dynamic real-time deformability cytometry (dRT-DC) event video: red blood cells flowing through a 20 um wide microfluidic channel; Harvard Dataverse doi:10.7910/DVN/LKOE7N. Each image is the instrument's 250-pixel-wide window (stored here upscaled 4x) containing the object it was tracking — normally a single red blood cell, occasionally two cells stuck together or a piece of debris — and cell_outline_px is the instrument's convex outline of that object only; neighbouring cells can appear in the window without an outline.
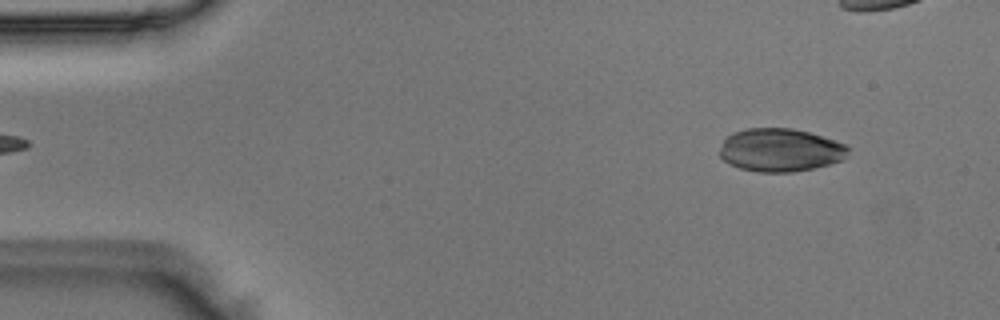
{"species": "Egyptian fruit bat (a non-hibernating species)", "species_latin": "Rousettus aegyptiacus", "temperature_condition": "room temperature", "stored_images_in_passage": 38, "camera_frame_rate_fps": 3000, "um_per_image_px": 0.085, "animal": {"sex": "male"}, "frame": {"image": 1, "passage_image": 2, "time_ms": 0.333, "image_size_px": [1000, 320], "cell_outline_px": [[848, 152], [844, 160], [812, 168], [792, 172], [756, 172], [740, 168], [724, 160], [720, 156], [720, 148], [724, 140], [732, 132], [744, 128], [792, 128], [808, 132], [844, 144], [848, 148]], "centroid_in_image_um": [66.3, 12.75], "position_along_channel_um": 18.7, "area_um2": 32.08}}
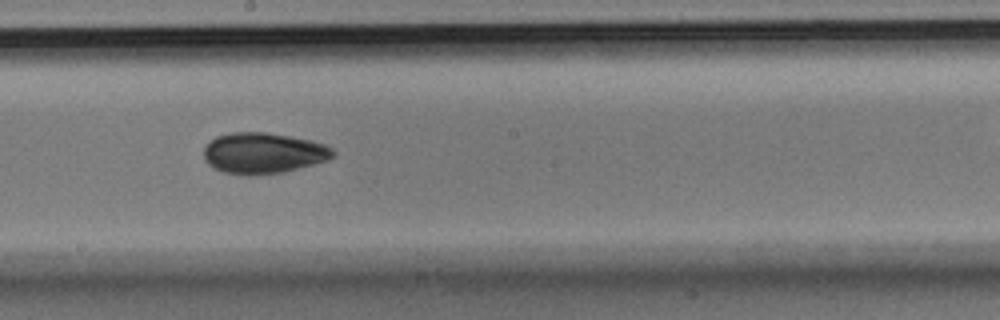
{"frame": {"image": 2, "passage_image": 24, "time_ms": 7.667, "image_size_px": [1000, 320], "cell_outline_px": [[336, 156], [328, 160], [284, 172], [248, 176], [224, 172], [208, 164], [204, 160], [204, 148], [216, 136], [232, 132], [264, 132], [312, 140], [324, 144], [332, 148], [336, 152]], "centroid_in_image_um": [22.4, 13.02], "position_along_channel_um": 225.8, "area_um2": 30.87}}
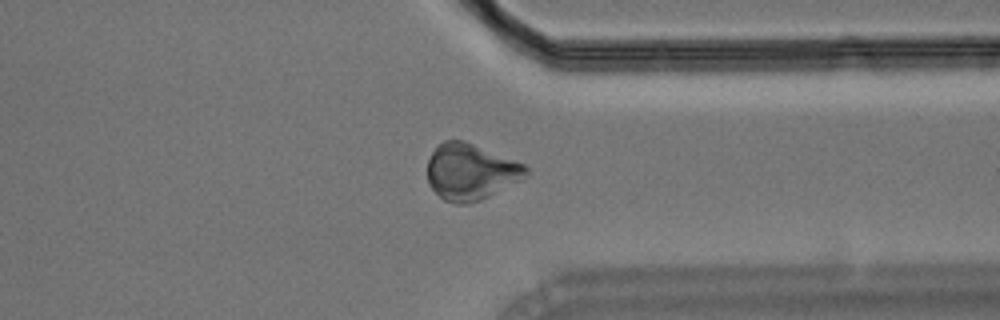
{"frame": {"image": 3, "passage_image": 35, "time_ms": 11.333, "image_size_px": [1000, 320], "cell_outline_px": [[528, 176], [480, 200], [464, 204], [456, 204], [444, 200], [428, 184], [428, 160], [432, 152], [444, 140], [464, 140], [524, 164], [528, 168]], "centroid_in_image_um": [40.0, 14.6], "position_along_channel_um": 371.4, "area_um2": 31.96}}